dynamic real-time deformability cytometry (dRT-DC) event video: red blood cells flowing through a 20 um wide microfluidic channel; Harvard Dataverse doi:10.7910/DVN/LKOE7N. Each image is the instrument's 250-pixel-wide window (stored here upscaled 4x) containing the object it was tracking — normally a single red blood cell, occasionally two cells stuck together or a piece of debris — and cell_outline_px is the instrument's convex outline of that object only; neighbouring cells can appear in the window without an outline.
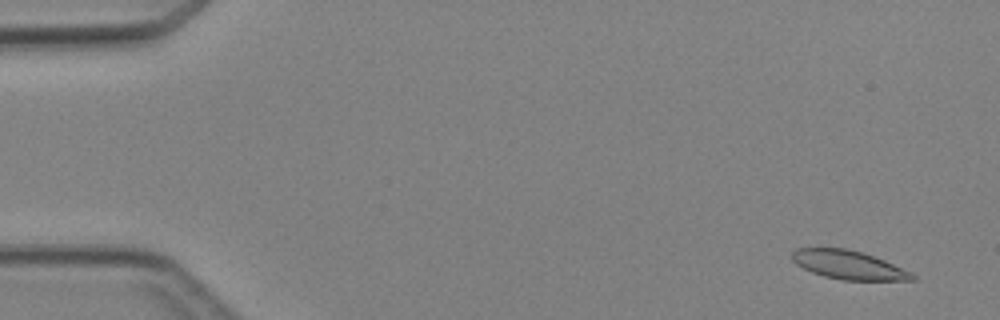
{"species": "Egyptian fruit bat (a non-hibernating species)", "species_latin": "Rousettus aegyptiacus", "temperature_condition": "cold", "stored_images_in_passage": 4, "camera_frame_rate_fps": 3000, "um_per_image_px": 0.085, "animal": {"sex": "female"}, "frame": {"image": 1, "passage_image": 1, "time_ms": 0.0, "image_size_px": [1000, 320], "cell_outline_px": [[916, 280], [840, 280], [824, 276], [812, 272], [796, 264], [792, 260], [792, 252], [796, 248], [848, 248], [884, 260], [916, 276]], "centroid_in_image_um": [72.07, 22.52], "position_along_channel_um": 12.9, "area_um2": 19.77}}